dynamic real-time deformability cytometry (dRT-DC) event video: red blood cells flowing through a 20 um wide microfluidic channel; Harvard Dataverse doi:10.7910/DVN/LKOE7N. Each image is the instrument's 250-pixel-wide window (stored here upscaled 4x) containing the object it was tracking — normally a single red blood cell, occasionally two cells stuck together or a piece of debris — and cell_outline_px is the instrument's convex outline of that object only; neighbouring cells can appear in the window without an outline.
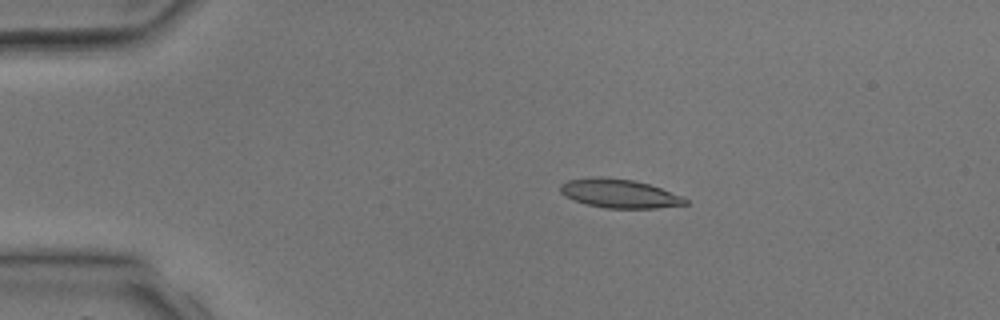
{"species": "common noctule bat (a hibernating species)", "species_latin": "Nyctalus noctula", "temperature_condition": "room temperature", "stored_images_in_passage": 4, "camera_frame_rate_fps": 3000, "um_per_image_px": 0.085, "animal": {"sex": "male", "body_mass_g": 17.9, "forearm_length_mm": 54.2}, "frame": {"image": 1, "passage_image": 3, "time_ms": 2.333, "image_size_px": [1000, 320], "cell_outline_px": [[688, 204], [656, 208], [604, 208], [572, 200], [564, 196], [560, 192], [560, 184], [568, 180], [592, 176], [604, 176], [632, 180], [648, 184], [684, 196], [688, 200]], "centroid_in_image_um": [52.62, 16.44], "position_along_channel_um": 32.4, "area_um2": 21.15}}